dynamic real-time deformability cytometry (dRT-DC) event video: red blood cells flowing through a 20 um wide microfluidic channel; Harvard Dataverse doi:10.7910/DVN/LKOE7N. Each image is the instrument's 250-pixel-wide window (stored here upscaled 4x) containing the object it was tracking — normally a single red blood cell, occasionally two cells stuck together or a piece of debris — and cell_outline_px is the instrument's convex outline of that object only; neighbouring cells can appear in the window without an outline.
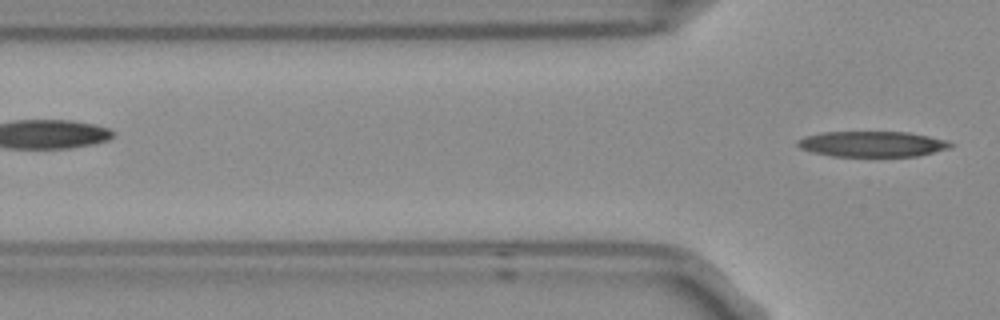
{"species": "Egyptian fruit bat (a non-hibernating species)", "species_latin": "Rousettus aegyptiacus", "temperature_condition": "room temperature", "stored_images_in_passage": 7, "camera_frame_rate_fps": 3000, "um_per_image_px": 0.085, "frame": {"image": 1, "passage_image": 7, "time_ms": 2.0, "image_size_px": [1000, 320], "cell_outline_px": [[952, 144], [948, 148], [920, 156], [832, 156], [812, 152], [800, 148], [796, 144], [796, 140], [804, 136], [824, 132], [908, 132], [928, 136], [944, 140]], "centroid_in_image_um": [74.08, 12.24], "position_along_channel_um": 51.7, "area_um2": 22.66}}